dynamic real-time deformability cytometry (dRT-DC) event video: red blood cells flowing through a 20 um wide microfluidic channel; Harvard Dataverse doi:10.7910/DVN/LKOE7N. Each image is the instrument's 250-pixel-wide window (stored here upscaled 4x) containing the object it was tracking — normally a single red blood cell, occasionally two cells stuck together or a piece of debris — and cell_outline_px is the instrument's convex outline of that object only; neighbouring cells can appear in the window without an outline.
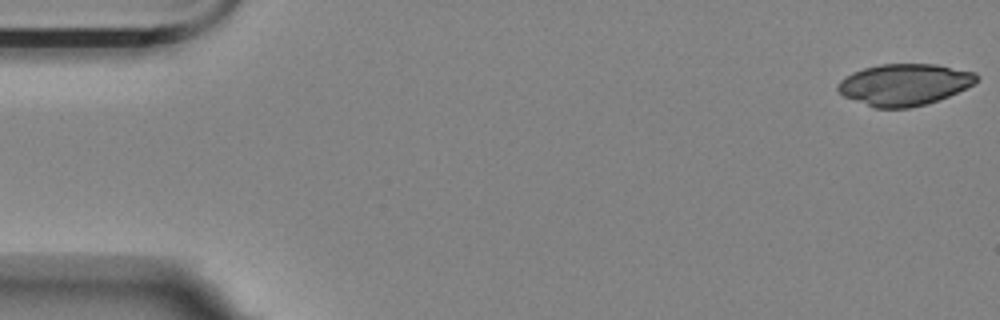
{"species": "Egyptian fruit bat (a non-hibernating species)", "species_latin": "Rousettus aegyptiacus", "temperature_condition": "room temperature", "stored_images_in_passage": 12, "camera_frame_rate_fps": 3000, "um_per_image_px": 0.085, "animal": {"sex": "female"}, "frame": {"image": 1, "passage_image": 1, "time_ms": 0.0, "image_size_px": [1000, 320], "cell_outline_px": [[980, 80], [948, 96], [928, 104], [908, 108], [876, 108], [844, 96], [836, 88], [836, 84], [844, 76], [852, 72], [864, 68], [880, 64], [936, 64], [976, 72], [980, 76]], "centroid_in_image_um": [76.87, 7.18], "position_along_channel_um": 8.1, "area_um2": 33.7}}